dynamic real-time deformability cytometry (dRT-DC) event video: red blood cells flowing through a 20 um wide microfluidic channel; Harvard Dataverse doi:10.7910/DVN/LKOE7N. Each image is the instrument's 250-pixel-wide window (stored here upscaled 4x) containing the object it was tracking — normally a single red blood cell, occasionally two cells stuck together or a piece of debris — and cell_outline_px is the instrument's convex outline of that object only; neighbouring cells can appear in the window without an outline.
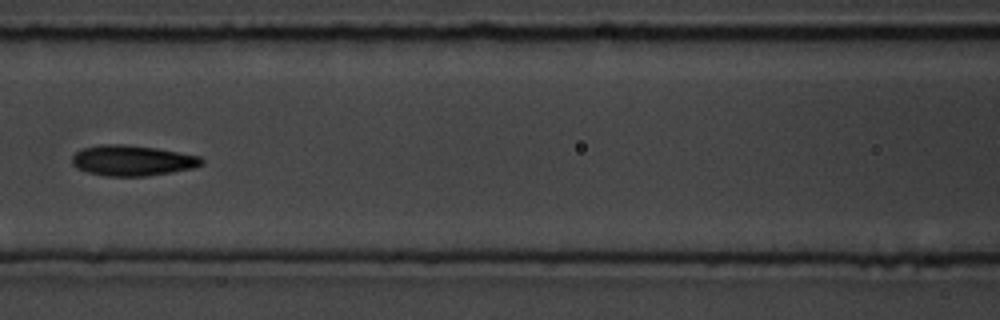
{"species": "common noctule bat (a hibernating species)", "species_latin": "Nyctalus noctula", "temperature_condition": "room temperature", "stored_images_in_passage": 18, "camera_frame_rate_fps": 3000, "um_per_image_px": 0.085, "animal": {"sex": "male", "body_mass_g": 19.5, "forearm_length_mm": 54.6}, "frame": {"image": 1, "passage_image": 8, "time_ms": 8.0, "image_size_px": [1000, 320], "cell_outline_px": [[204, 164], [192, 168], [172, 172], [148, 176], [104, 176], [88, 172], [76, 168], [72, 164], [72, 156], [76, 152], [84, 148], [100, 144], [120, 144], [156, 148], [200, 156], [204, 160]], "centroid_in_image_um": [11.24, 13.65], "position_along_channel_um": 155.4, "area_um2": 23.06}}
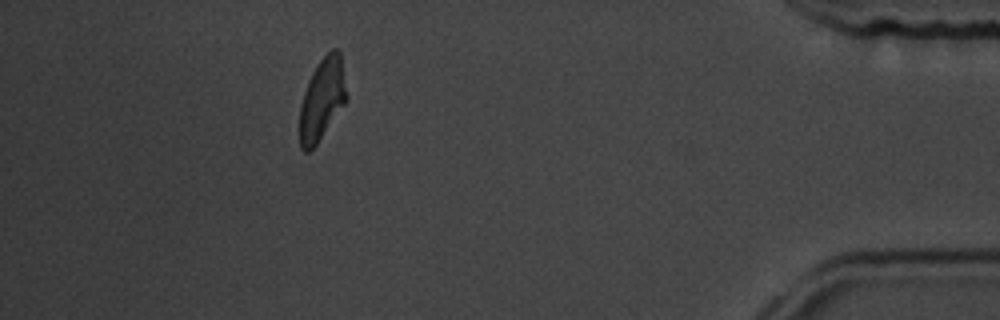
{"frame": {"image": 2, "passage_image": 18, "time_ms": 19.333, "image_size_px": [1000, 320], "cell_outline_px": [[348, 100], [316, 144], [308, 152], [304, 152], [300, 148], [300, 104], [308, 80], [312, 72], [320, 60], [332, 48], [336, 48], [340, 52], [348, 96]], "centroid_in_image_um": [27.39, 8.42], "position_along_channel_um": 407.8, "area_um2": 22.37}, "authors_computed_cell_mechanics": {"area_um2": 22.4553, "velocity_mm_per_s": 3.6184, "shape_relaxation_time_tau1_ms": 3.3503, "shape_relaxation_time_tau2_ms": 2.4786, "deformation_change_tau1": 0.1169, "deformation_change_tau2": 0.076}}